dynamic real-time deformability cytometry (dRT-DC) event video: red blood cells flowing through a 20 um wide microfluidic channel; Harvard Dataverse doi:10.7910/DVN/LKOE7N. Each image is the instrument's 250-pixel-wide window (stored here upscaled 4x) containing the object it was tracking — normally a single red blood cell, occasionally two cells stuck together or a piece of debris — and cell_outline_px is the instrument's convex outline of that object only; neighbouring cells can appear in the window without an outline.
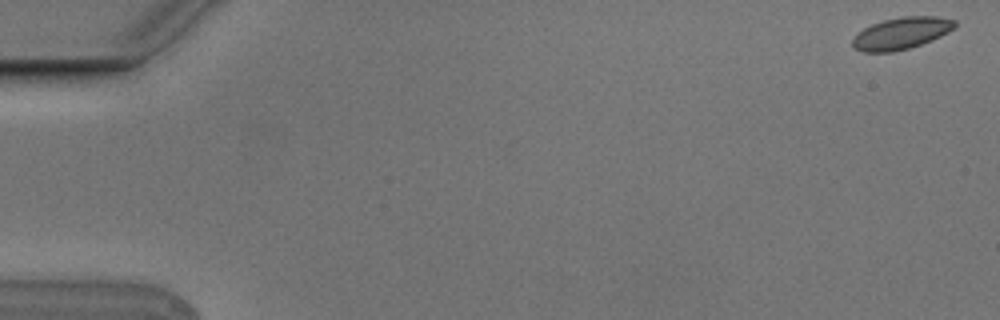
{"species": "Egyptian fruit bat (a non-hibernating species)", "species_latin": "Rousettus aegyptiacus", "temperature_condition": "cold", "stored_images_in_passage": 8, "camera_frame_rate_fps": 3000, "um_per_image_px": 0.085, "animal": {"sex": "male"}, "frame": {"image": 1, "passage_image": 1, "time_ms": 0.0, "image_size_px": [1000, 320], "cell_outline_px": [[956, 28], [932, 40], [908, 48], [892, 52], [864, 52], [856, 48], [852, 44], [852, 40], [864, 28], [872, 24], [884, 20], [900, 16], [940, 16], [956, 20]], "centroid_in_image_um": [76.66, 2.81], "position_along_channel_um": 8.3, "area_um2": 18.9}}
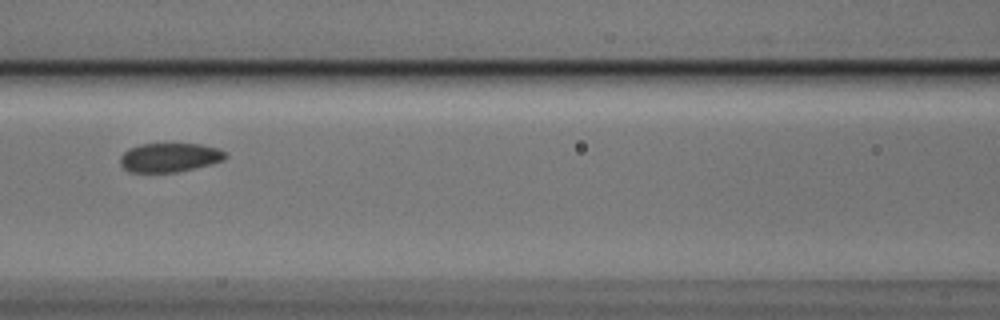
{"frame": {"image": 2, "passage_image": 7, "time_ms": 2.0, "image_size_px": [1000, 320], "cell_outline_px": [[228, 156], [224, 160], [212, 164], [176, 172], [128, 172], [120, 164], [120, 156], [128, 148], [140, 144], [200, 144], [216, 148], [228, 152]], "centroid_in_image_um": [14.42, 13.38], "position_along_channel_um": 152.2, "area_um2": 17.92}}
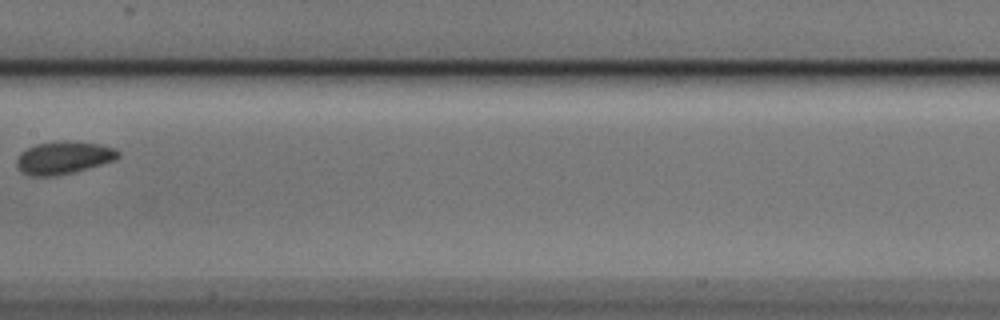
{"frame": {"image": 3, "passage_image": 8, "time_ms": 2.333, "image_size_px": [1000, 320], "cell_outline_px": [[120, 156], [116, 160], [76, 172], [56, 176], [28, 176], [20, 172], [16, 168], [16, 160], [20, 152], [36, 144], [64, 140], [68, 140], [96, 144], [116, 148], [120, 152]], "centroid_in_image_um": [5.39, 13.42], "position_along_channel_um": 202.0, "area_um2": 19.71}}